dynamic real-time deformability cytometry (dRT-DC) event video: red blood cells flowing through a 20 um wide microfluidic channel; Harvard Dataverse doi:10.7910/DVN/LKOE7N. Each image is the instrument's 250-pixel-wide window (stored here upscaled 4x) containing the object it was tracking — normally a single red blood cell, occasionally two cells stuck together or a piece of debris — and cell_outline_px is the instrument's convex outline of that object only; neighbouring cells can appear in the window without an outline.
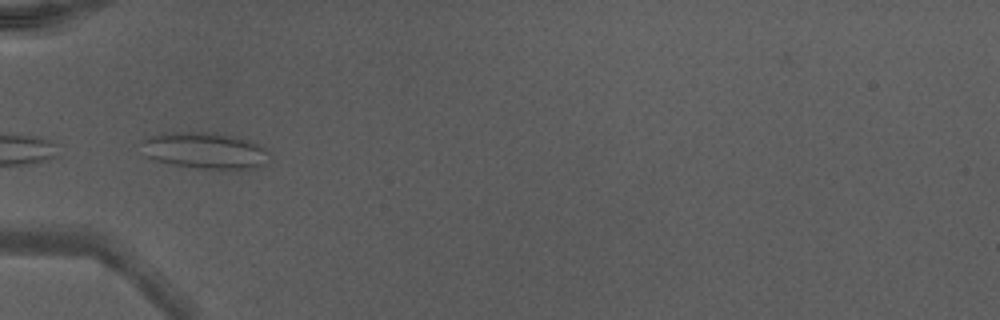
{"species": "Egyptian fruit bat (a non-hibernating species)", "species_latin": "Rousettus aegyptiacus", "temperature_condition": "warm", "stored_images_in_passage": 6, "camera_frame_rate_fps": 3000, "um_per_image_px": 0.085, "animal": {"sex": "male"}, "frame": {"image": 1, "passage_image": 1, "time_ms": 0.0, "image_size_px": [1000, 320], "cell_outline_px": [[272, 152], [268, 160], [264, 164], [256, 168], [232, 172], [196, 168], [156, 160], [144, 156], [144, 140], [152, 136], [188, 132], [204, 132], [236, 136], [260, 144]], "centroid_in_image_um": [17.59, 12.85], "position_along_channel_um": 67.4, "area_um2": 27.4}}